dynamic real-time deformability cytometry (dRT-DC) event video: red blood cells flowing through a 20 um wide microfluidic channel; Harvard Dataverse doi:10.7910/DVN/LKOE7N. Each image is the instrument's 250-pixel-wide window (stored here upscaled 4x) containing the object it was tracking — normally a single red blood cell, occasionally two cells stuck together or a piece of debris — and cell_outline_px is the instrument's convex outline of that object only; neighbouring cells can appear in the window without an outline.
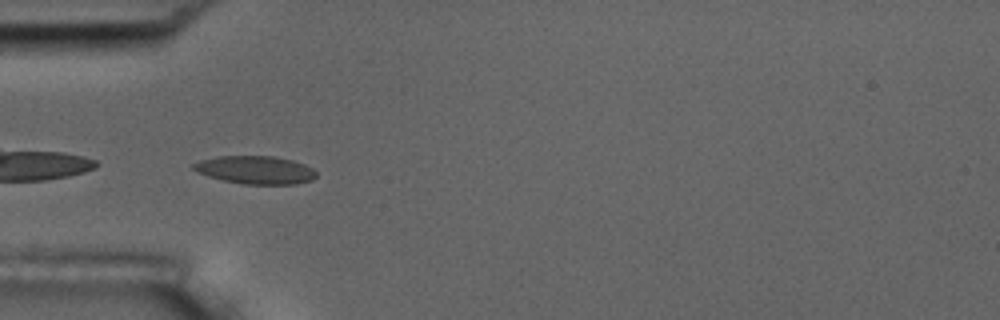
{"species": "common noctule bat (a hibernating species)", "species_latin": "Nyctalus noctula", "temperature_condition": "room temperature", "stored_images_in_passage": 6, "camera_frame_rate_fps": 3000, "um_per_image_px": 0.085, "animal": {"sex": "male", "body_mass_g": 17.5, "forearm_length_mm": 52.3}, "frame": {"image": 1, "passage_image": 5, "time_ms": 5.667, "image_size_px": [1000, 320], "cell_outline_px": [[316, 176], [312, 180], [296, 184], [244, 184], [224, 180], [208, 176], [196, 172], [192, 168], [192, 164], [200, 160], [216, 156], [272, 156], [292, 160], [304, 164], [312, 168], [316, 172]], "centroid_in_image_um": [21.69, 14.44], "position_along_channel_um": 63.3, "area_um2": 20.06}}